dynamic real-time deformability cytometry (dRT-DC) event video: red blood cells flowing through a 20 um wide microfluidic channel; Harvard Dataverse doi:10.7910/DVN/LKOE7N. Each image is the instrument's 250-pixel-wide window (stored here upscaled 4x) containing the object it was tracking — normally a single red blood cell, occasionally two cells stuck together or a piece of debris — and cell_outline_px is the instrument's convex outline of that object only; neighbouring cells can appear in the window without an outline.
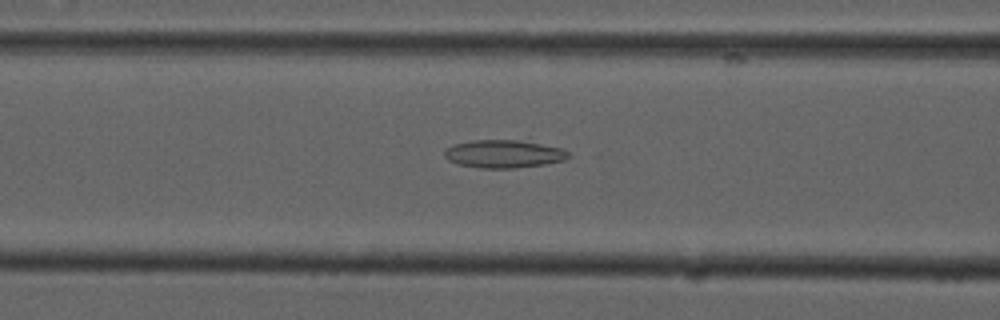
{"species": "common noctule bat (a hibernating species)", "species_latin": "Nyctalus noctula", "temperature_condition": "cold", "stored_images_in_passage": 44, "camera_frame_rate_fps": 3000, "um_per_image_px": 0.085, "animal": {"sex": "male", "forearm_length_mm": 52.5}, "frame": {"image": 1, "passage_image": 21, "time_ms": 6.667, "image_size_px": [1000, 320], "cell_outline_px": [[572, 156], [564, 160], [544, 164], [516, 168], [480, 168], [460, 164], [448, 160], [444, 156], [444, 152], [448, 148], [456, 144], [472, 140], [516, 140], [540, 144], [560, 148], [568, 152]], "centroid_in_image_um": [42.82, 13.09], "position_along_channel_um": 123.8, "area_um2": 19.88}}
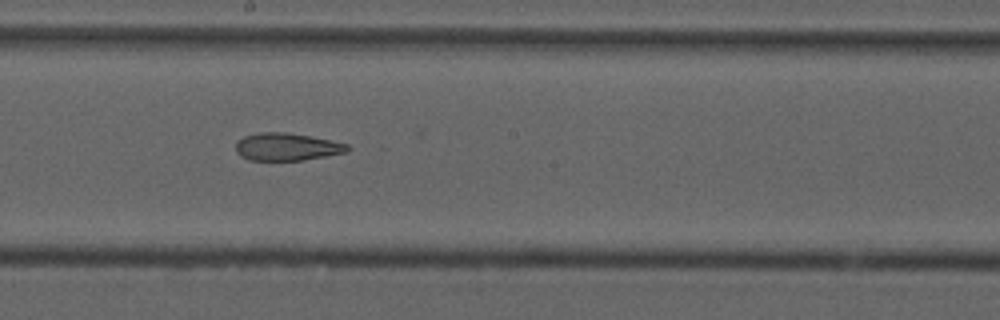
{"frame": {"image": 2, "passage_image": 29, "time_ms": 9.333, "image_size_px": [1000, 320], "cell_outline_px": [[352, 148], [344, 152], [324, 156], [300, 160], [248, 160], [240, 156], [236, 152], [236, 140], [244, 136], [260, 132], [284, 132], [312, 136], [348, 144]], "centroid_in_image_um": [24.34, 12.47], "position_along_channel_um": 223.9, "area_um2": 17.92}}
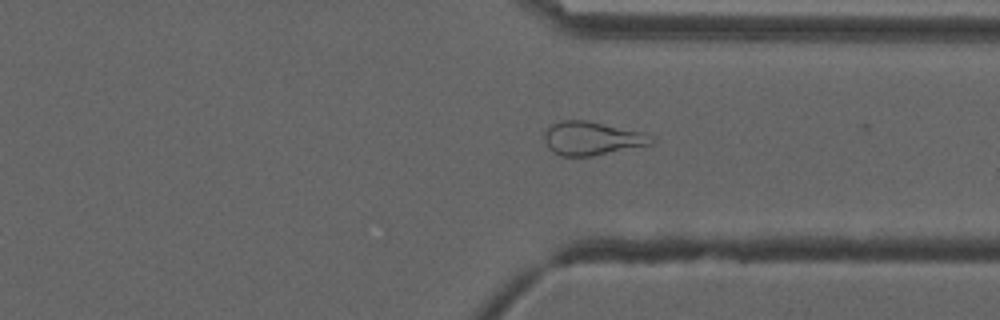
{"frame": {"image": 3, "passage_image": 40, "time_ms": 13.0, "image_size_px": [1000, 320], "cell_outline_px": [[656, 140], [652, 144], [592, 156], [560, 156], [548, 148], [544, 140], [544, 132], [552, 124], [560, 120], [584, 120], [640, 132]], "centroid_in_image_um": [50.25, 11.77], "position_along_channel_um": 361.2, "area_um2": 20.58}, "authors_computed_cell_mechanics": {"area_um2": 20.5479, "velocity_mm_per_s": 3.7561, "shape_relaxation_time_tau1_ms": null, "shape_relaxation_time_tau2_ms": 3.6235, "deformation_change_tau1": null, "deformation_change_tau2": 0.1276}}